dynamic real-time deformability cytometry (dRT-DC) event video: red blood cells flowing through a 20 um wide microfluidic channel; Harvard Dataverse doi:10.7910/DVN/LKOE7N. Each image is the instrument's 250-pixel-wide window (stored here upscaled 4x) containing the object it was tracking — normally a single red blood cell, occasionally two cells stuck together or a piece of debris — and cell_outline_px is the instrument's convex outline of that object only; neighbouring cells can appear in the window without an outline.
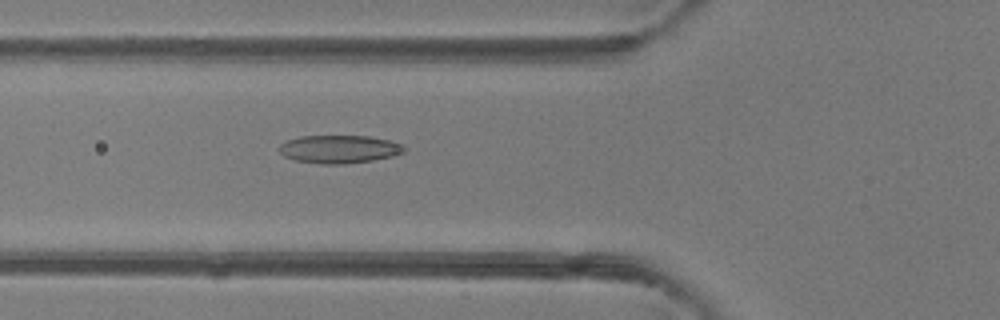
{"species": "common noctule bat (a hibernating species)", "species_latin": "Nyctalus noctula", "temperature_condition": "room temperature", "stored_images_in_passage": 35, "camera_frame_rate_fps": 3000, "um_per_image_px": 0.085, "animal": {"sex": "female"}, "frame": {"image": 1, "passage_image": 4, "time_ms": 1.0, "image_size_px": [1000, 320], "cell_outline_px": [[404, 152], [392, 156], [372, 160], [344, 164], [320, 164], [296, 160], [284, 156], [280, 152], [280, 144], [288, 140], [300, 136], [368, 136], [388, 140], [404, 144]], "centroid_in_image_um": [28.84, 12.68], "position_along_channel_um": 97.0, "area_um2": 20.29}}
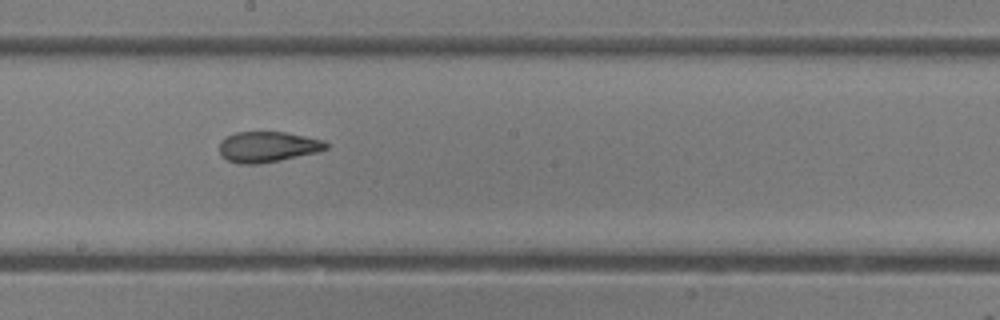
{"frame": {"image": 2, "passage_image": 13, "time_ms": 4.0, "image_size_px": [1000, 320], "cell_outline_px": [[328, 148], [316, 152], [280, 160], [256, 164], [240, 164], [228, 160], [220, 152], [220, 140], [236, 132], [284, 132], [324, 140], [328, 144]], "centroid_in_image_um": [22.75, 12.47], "position_along_channel_um": 225.4, "area_um2": 18.79}}
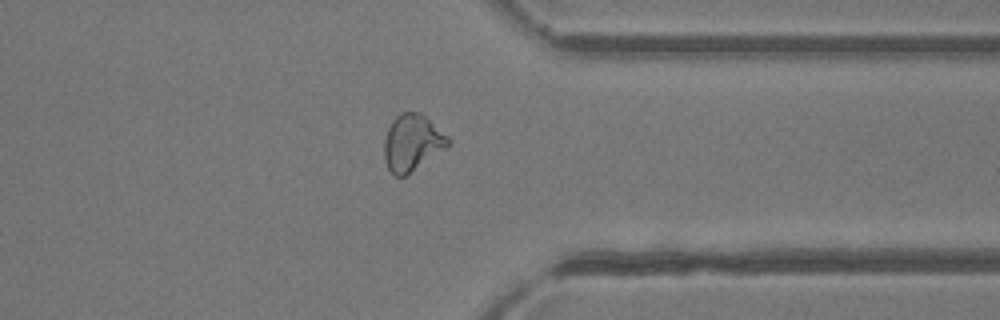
{"frame": {"image": 3, "passage_image": 24, "time_ms": 7.667, "image_size_px": [1000, 320], "cell_outline_px": [[452, 140], [444, 148], [404, 176], [396, 176], [388, 168], [384, 160], [384, 140], [388, 128], [392, 120], [400, 112], [420, 112], [448, 136]], "centroid_in_image_um": [35.0, 12.09], "position_along_channel_um": 376.4, "area_um2": 20.58}, "authors_computed_cell_mechanics": {"area_um2": 19.9988, "velocity_mm_per_s": 4.256, "shape_relaxation_time_tau1_ms": null, "shape_relaxation_time_tau2_ms": 2.0183, "deformation_change_tau1": null, "deformation_change_tau2": 0.0891}}